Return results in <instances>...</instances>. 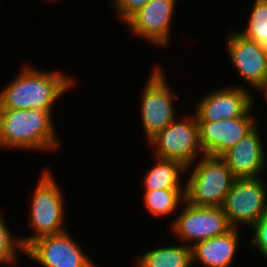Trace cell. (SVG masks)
Masks as SVG:
<instances>
[{"instance_id": "obj_25", "label": "cell", "mask_w": 267, "mask_h": 267, "mask_svg": "<svg viewBox=\"0 0 267 267\" xmlns=\"http://www.w3.org/2000/svg\"><path fill=\"white\" fill-rule=\"evenodd\" d=\"M44 1H46V2H51V3L54 2V1H55V2H56V1L59 2V0H44Z\"/></svg>"}, {"instance_id": "obj_17", "label": "cell", "mask_w": 267, "mask_h": 267, "mask_svg": "<svg viewBox=\"0 0 267 267\" xmlns=\"http://www.w3.org/2000/svg\"><path fill=\"white\" fill-rule=\"evenodd\" d=\"M136 259L135 267H192L191 247L181 242L147 250Z\"/></svg>"}, {"instance_id": "obj_4", "label": "cell", "mask_w": 267, "mask_h": 267, "mask_svg": "<svg viewBox=\"0 0 267 267\" xmlns=\"http://www.w3.org/2000/svg\"><path fill=\"white\" fill-rule=\"evenodd\" d=\"M199 159L187 167L185 201L193 206L222 207L235 177L220 157L204 155Z\"/></svg>"}, {"instance_id": "obj_13", "label": "cell", "mask_w": 267, "mask_h": 267, "mask_svg": "<svg viewBox=\"0 0 267 267\" xmlns=\"http://www.w3.org/2000/svg\"><path fill=\"white\" fill-rule=\"evenodd\" d=\"M257 120L255 116H240L215 122L197 121L203 154L220 157L248 134Z\"/></svg>"}, {"instance_id": "obj_18", "label": "cell", "mask_w": 267, "mask_h": 267, "mask_svg": "<svg viewBox=\"0 0 267 267\" xmlns=\"http://www.w3.org/2000/svg\"><path fill=\"white\" fill-rule=\"evenodd\" d=\"M143 206L155 218L178 213L185 202V189H157L143 191Z\"/></svg>"}, {"instance_id": "obj_14", "label": "cell", "mask_w": 267, "mask_h": 267, "mask_svg": "<svg viewBox=\"0 0 267 267\" xmlns=\"http://www.w3.org/2000/svg\"><path fill=\"white\" fill-rule=\"evenodd\" d=\"M261 134L257 124L220 156L235 178L260 177L264 174L266 152Z\"/></svg>"}, {"instance_id": "obj_23", "label": "cell", "mask_w": 267, "mask_h": 267, "mask_svg": "<svg viewBox=\"0 0 267 267\" xmlns=\"http://www.w3.org/2000/svg\"><path fill=\"white\" fill-rule=\"evenodd\" d=\"M263 95V98L265 99V105L267 107V87L260 92Z\"/></svg>"}, {"instance_id": "obj_5", "label": "cell", "mask_w": 267, "mask_h": 267, "mask_svg": "<svg viewBox=\"0 0 267 267\" xmlns=\"http://www.w3.org/2000/svg\"><path fill=\"white\" fill-rule=\"evenodd\" d=\"M165 73L161 65H154L139 95L141 126L146 142L177 118L174 102L179 96L171 91Z\"/></svg>"}, {"instance_id": "obj_22", "label": "cell", "mask_w": 267, "mask_h": 267, "mask_svg": "<svg viewBox=\"0 0 267 267\" xmlns=\"http://www.w3.org/2000/svg\"><path fill=\"white\" fill-rule=\"evenodd\" d=\"M150 0H110L109 7L124 23L134 12L143 7Z\"/></svg>"}, {"instance_id": "obj_1", "label": "cell", "mask_w": 267, "mask_h": 267, "mask_svg": "<svg viewBox=\"0 0 267 267\" xmlns=\"http://www.w3.org/2000/svg\"><path fill=\"white\" fill-rule=\"evenodd\" d=\"M24 66V67H23ZM0 91V109L54 110V105L74 86V79L62 70H40L23 64Z\"/></svg>"}, {"instance_id": "obj_24", "label": "cell", "mask_w": 267, "mask_h": 267, "mask_svg": "<svg viewBox=\"0 0 267 267\" xmlns=\"http://www.w3.org/2000/svg\"><path fill=\"white\" fill-rule=\"evenodd\" d=\"M267 155H265V169L264 170H267Z\"/></svg>"}, {"instance_id": "obj_20", "label": "cell", "mask_w": 267, "mask_h": 267, "mask_svg": "<svg viewBox=\"0 0 267 267\" xmlns=\"http://www.w3.org/2000/svg\"><path fill=\"white\" fill-rule=\"evenodd\" d=\"M4 214L0 213V266L16 265L18 254L24 253V248L18 235H13L8 229V222L4 220ZM6 222V223H5ZM18 251V252H17ZM18 253V254H17Z\"/></svg>"}, {"instance_id": "obj_2", "label": "cell", "mask_w": 267, "mask_h": 267, "mask_svg": "<svg viewBox=\"0 0 267 267\" xmlns=\"http://www.w3.org/2000/svg\"><path fill=\"white\" fill-rule=\"evenodd\" d=\"M53 111L0 109V149L56 153L61 141L55 130Z\"/></svg>"}, {"instance_id": "obj_12", "label": "cell", "mask_w": 267, "mask_h": 267, "mask_svg": "<svg viewBox=\"0 0 267 267\" xmlns=\"http://www.w3.org/2000/svg\"><path fill=\"white\" fill-rule=\"evenodd\" d=\"M253 91L247 90L243 84L231 87L216 88L208 91L201 99H196L194 114L197 121L215 122L240 116H256ZM253 114V115H252Z\"/></svg>"}, {"instance_id": "obj_9", "label": "cell", "mask_w": 267, "mask_h": 267, "mask_svg": "<svg viewBox=\"0 0 267 267\" xmlns=\"http://www.w3.org/2000/svg\"><path fill=\"white\" fill-rule=\"evenodd\" d=\"M70 234L66 230L40 237L24 249V255L43 267H98Z\"/></svg>"}, {"instance_id": "obj_10", "label": "cell", "mask_w": 267, "mask_h": 267, "mask_svg": "<svg viewBox=\"0 0 267 267\" xmlns=\"http://www.w3.org/2000/svg\"><path fill=\"white\" fill-rule=\"evenodd\" d=\"M227 32L225 52L231 66L246 83L247 90L254 88L261 92L267 87V51L262 44L244 38L235 29Z\"/></svg>"}, {"instance_id": "obj_15", "label": "cell", "mask_w": 267, "mask_h": 267, "mask_svg": "<svg viewBox=\"0 0 267 267\" xmlns=\"http://www.w3.org/2000/svg\"><path fill=\"white\" fill-rule=\"evenodd\" d=\"M240 231L231 228L224 234L194 244L191 247L192 267H231L239 248Z\"/></svg>"}, {"instance_id": "obj_19", "label": "cell", "mask_w": 267, "mask_h": 267, "mask_svg": "<svg viewBox=\"0 0 267 267\" xmlns=\"http://www.w3.org/2000/svg\"><path fill=\"white\" fill-rule=\"evenodd\" d=\"M245 29L235 30L244 38L264 44L267 41V0H254Z\"/></svg>"}, {"instance_id": "obj_26", "label": "cell", "mask_w": 267, "mask_h": 267, "mask_svg": "<svg viewBox=\"0 0 267 267\" xmlns=\"http://www.w3.org/2000/svg\"><path fill=\"white\" fill-rule=\"evenodd\" d=\"M265 50L267 51V41L263 44Z\"/></svg>"}, {"instance_id": "obj_21", "label": "cell", "mask_w": 267, "mask_h": 267, "mask_svg": "<svg viewBox=\"0 0 267 267\" xmlns=\"http://www.w3.org/2000/svg\"><path fill=\"white\" fill-rule=\"evenodd\" d=\"M251 228L253 236L249 242L252 247L250 249L257 250L256 252L267 261V212Z\"/></svg>"}, {"instance_id": "obj_16", "label": "cell", "mask_w": 267, "mask_h": 267, "mask_svg": "<svg viewBox=\"0 0 267 267\" xmlns=\"http://www.w3.org/2000/svg\"><path fill=\"white\" fill-rule=\"evenodd\" d=\"M156 159V160H155ZM153 166L142 175L143 191L157 189H185L182 178L186 176L187 167L176 160L154 156Z\"/></svg>"}, {"instance_id": "obj_8", "label": "cell", "mask_w": 267, "mask_h": 267, "mask_svg": "<svg viewBox=\"0 0 267 267\" xmlns=\"http://www.w3.org/2000/svg\"><path fill=\"white\" fill-rule=\"evenodd\" d=\"M170 221L173 235L186 246L217 237L229 231L232 227L228 222L222 207L193 206L186 201Z\"/></svg>"}, {"instance_id": "obj_7", "label": "cell", "mask_w": 267, "mask_h": 267, "mask_svg": "<svg viewBox=\"0 0 267 267\" xmlns=\"http://www.w3.org/2000/svg\"><path fill=\"white\" fill-rule=\"evenodd\" d=\"M266 183L263 176L235 178L222 205L232 228H251L267 212Z\"/></svg>"}, {"instance_id": "obj_3", "label": "cell", "mask_w": 267, "mask_h": 267, "mask_svg": "<svg viewBox=\"0 0 267 267\" xmlns=\"http://www.w3.org/2000/svg\"><path fill=\"white\" fill-rule=\"evenodd\" d=\"M37 180L34 192L31 194L28 226L32 235L20 238L25 249L31 242L46 236L65 232V198L54 173L50 169H43Z\"/></svg>"}, {"instance_id": "obj_6", "label": "cell", "mask_w": 267, "mask_h": 267, "mask_svg": "<svg viewBox=\"0 0 267 267\" xmlns=\"http://www.w3.org/2000/svg\"><path fill=\"white\" fill-rule=\"evenodd\" d=\"M147 143L154 150L153 156L176 160L186 167L204 156L194 113L177 117Z\"/></svg>"}, {"instance_id": "obj_11", "label": "cell", "mask_w": 267, "mask_h": 267, "mask_svg": "<svg viewBox=\"0 0 267 267\" xmlns=\"http://www.w3.org/2000/svg\"><path fill=\"white\" fill-rule=\"evenodd\" d=\"M177 0H150L123 24L134 37L143 38L158 48L171 43V28Z\"/></svg>"}]
</instances>
